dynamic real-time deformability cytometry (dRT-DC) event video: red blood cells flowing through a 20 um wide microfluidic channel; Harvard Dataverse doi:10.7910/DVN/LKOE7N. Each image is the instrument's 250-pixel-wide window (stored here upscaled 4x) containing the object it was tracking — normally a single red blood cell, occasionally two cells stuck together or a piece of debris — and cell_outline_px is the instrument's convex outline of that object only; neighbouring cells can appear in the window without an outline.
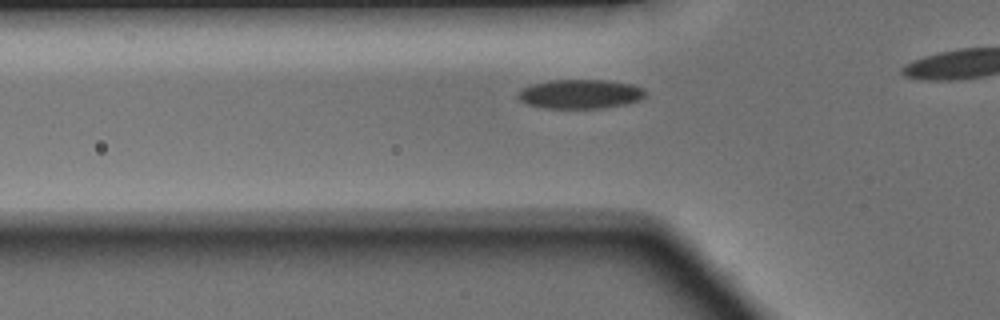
{"species": "Egyptian fruit bat (a non-hibernating species)", "species_latin": "Rousettus aegyptiacus", "temperature_condition": "warm", "stored_images_in_passage": 13, "camera_frame_rate_fps": 3000, "um_per_image_px": 0.085, "animal": {"sex": "male"}, "frame": {"image": 1, "passage_image": 8, "time_ms": 2.333, "image_size_px": [1000, 320], "cell_outline_px": [[644, 96], [640, 100], [624, 104], [604, 108], [544, 108], [528, 104], [520, 100], [516, 96], [520, 88], [532, 84], [552, 80], [604, 80], [632, 84], [644, 88]], "centroid_in_image_um": [49.29, 7.99], "position_along_channel_um": 76.5, "area_um2": 21.68}}
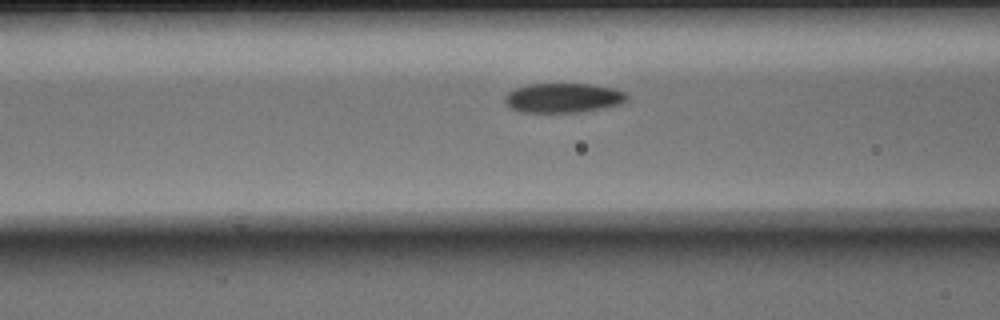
{"frame": {"image": 2, "passage_image": 11, "time_ms": 3.333, "image_size_px": [1000, 320], "cell_outline_px": [[628, 96], [620, 104], [600, 108], [576, 112], [520, 112], [512, 108], [504, 100], [504, 96], [508, 92], [516, 88], [528, 84], [588, 84], [612, 88], [624, 92]], "centroid_in_image_um": [47.82, 8.31], "position_along_channel_um": 118.8, "area_um2": 20.63}}